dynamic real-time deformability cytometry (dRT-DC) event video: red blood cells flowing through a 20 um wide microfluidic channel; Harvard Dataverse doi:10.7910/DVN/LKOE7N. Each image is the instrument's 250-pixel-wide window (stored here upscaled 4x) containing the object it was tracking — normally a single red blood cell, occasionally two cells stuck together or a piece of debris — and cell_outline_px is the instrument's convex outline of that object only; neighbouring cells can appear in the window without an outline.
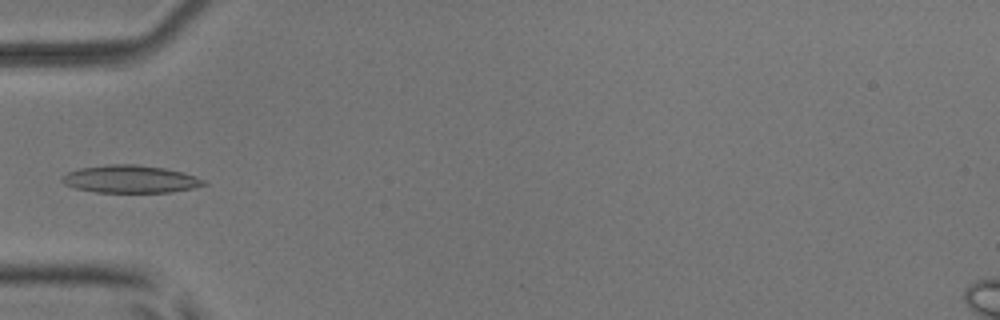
{"species": "common noctule bat (a hibernating species)", "species_latin": "Nyctalus noctula", "temperature_condition": "room temperature", "stored_images_in_passage": 6, "camera_frame_rate_fps": 3000, "um_per_image_px": 0.085, "animal": {"sex": "male", "body_mass_g": 17.9, "forearm_length_mm": 54.2}, "frame": {"image": 1, "passage_image": 5, "time_ms": 5.667, "image_size_px": [1000, 320], "cell_outline_px": [[208, 184], [192, 188], [172, 192], [96, 192], [76, 188], [64, 184], [60, 180], [60, 176], [68, 172], [80, 168], [108, 164], [136, 164], [164, 168], [184, 172], [196, 176], [204, 180]], "centroid_in_image_um": [11.07, 15.22], "position_along_channel_um": 73.9, "area_um2": 22.89}}
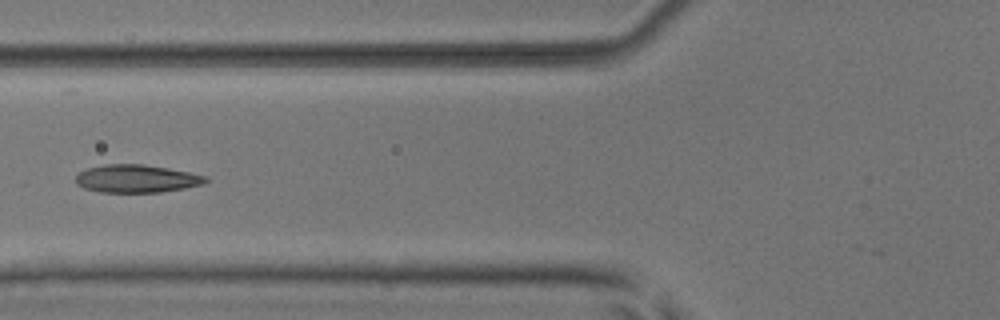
{"frame": {"image": 2, "passage_image": 6, "time_ms": 6.667, "image_size_px": [1000, 320], "cell_outline_px": [[208, 180], [204, 184], [184, 188], [160, 192], [100, 192], [84, 188], [76, 184], [76, 176], [80, 172], [88, 168], [104, 164], [144, 164], [168, 168], [208, 176]], "centroid_in_image_um": [11.62, 15.18], "position_along_channel_um": 114.2, "area_um2": 21.1}}